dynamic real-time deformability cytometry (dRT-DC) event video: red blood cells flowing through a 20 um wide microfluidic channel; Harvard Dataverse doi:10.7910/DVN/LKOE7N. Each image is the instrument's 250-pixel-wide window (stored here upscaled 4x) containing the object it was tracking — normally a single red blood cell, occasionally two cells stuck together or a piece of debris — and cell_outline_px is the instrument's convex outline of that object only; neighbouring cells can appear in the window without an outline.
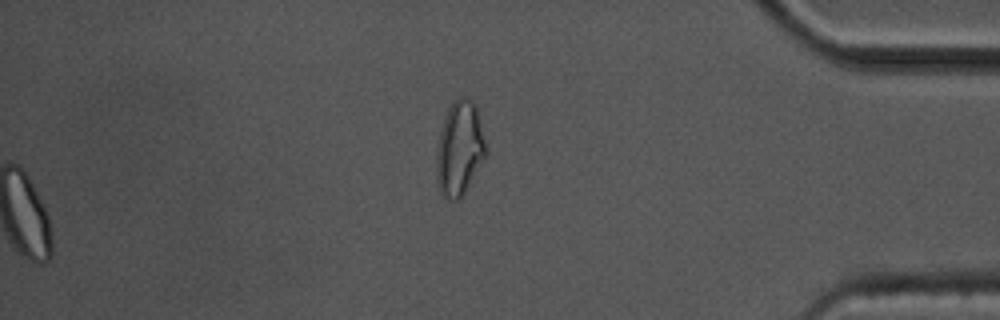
{"species": "common noctule bat (a hibernating species)", "species_latin": "Nyctalus noctula", "temperature_condition": "cold", "stored_images_in_passage": 52, "segment_of_instrument_passage": [2, 2], "camera_frame_rate_fps": 3000, "um_per_image_px": 0.085, "animal": {"sex": "male", "body_mass_g": 17.5, "forearm_length_mm": 52.3}, "frame": {"image": 1, "passage_image": 52, "time_ms": 17.0, "image_size_px": [1000, 320], "cell_outline_px": [[484, 156], [460, 200], [448, 200], [440, 192], [436, 180], [436, 156], [440, 132], [448, 108], [452, 100], [460, 96], [464, 96], [472, 100], [476, 104], [484, 140]], "centroid_in_image_um": [39.02, 12.6], "position_along_channel_um": 396.2, "area_um2": 26.7}}